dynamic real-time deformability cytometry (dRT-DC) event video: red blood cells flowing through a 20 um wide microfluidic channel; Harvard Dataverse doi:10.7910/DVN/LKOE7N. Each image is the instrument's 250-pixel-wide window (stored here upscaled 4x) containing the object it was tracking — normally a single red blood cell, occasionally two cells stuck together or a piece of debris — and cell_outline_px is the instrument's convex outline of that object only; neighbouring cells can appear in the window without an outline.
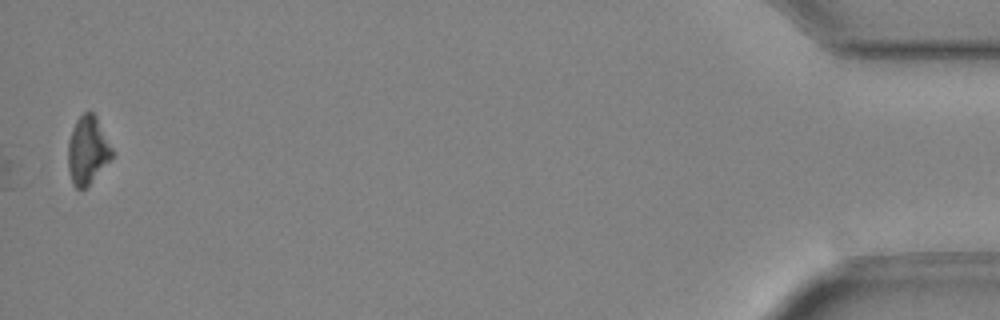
{"species": "Egyptian fruit bat (a non-hibernating species)", "species_latin": "Rousettus aegyptiacus", "temperature_condition": "cold", "stored_images_in_passage": 47, "camera_frame_rate_fps": 3000, "um_per_image_px": 0.085, "animal": {"sex": "female"}, "frame": {"image": 1, "passage_image": 47, "time_ms": 15.333, "image_size_px": [1000, 320], "cell_outline_px": [[112, 156], [88, 184], [84, 188], [76, 188], [72, 184], [68, 168], [68, 144], [72, 128], [76, 120], [84, 112], [92, 112], [96, 116], [112, 148]], "centroid_in_image_um": [7.41, 12.74], "position_along_channel_um": 427.8, "area_um2": 16.94}}